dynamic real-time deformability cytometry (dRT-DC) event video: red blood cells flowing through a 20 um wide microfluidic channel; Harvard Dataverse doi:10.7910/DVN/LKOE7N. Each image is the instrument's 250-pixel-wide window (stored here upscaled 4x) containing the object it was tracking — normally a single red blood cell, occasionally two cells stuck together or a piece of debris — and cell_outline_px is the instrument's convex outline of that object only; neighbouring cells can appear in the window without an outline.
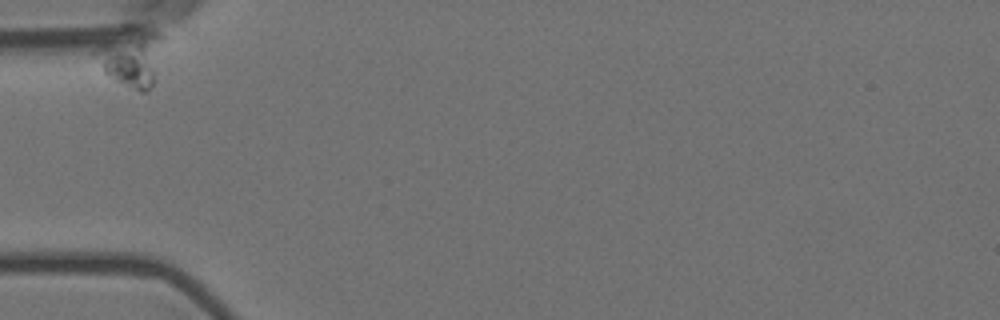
{"species": "Egyptian fruit bat (a non-hibernating species)", "species_latin": "Rousettus aegyptiacus", "temperature_condition": "room temperature", "stored_images_in_passage": 7, "camera_frame_rate_fps": 3000, "um_per_image_px": 0.085, "animal": {"sex": "female"}, "frame": {"image": 1, "passage_image": 1, "time_ms": 0.0, "image_size_px": [1000, 320], "cell_outline_px": [[164, 40], [152, 84], [144, 92], [140, 92], [116, 80], [104, 72], [92, 52], [100, 44], [152, 32], [156, 32], [164, 36]], "centroid_in_image_um": [11.19, 5.05], "position_along_channel_um": 73.8, "area_um2": 20.06}}
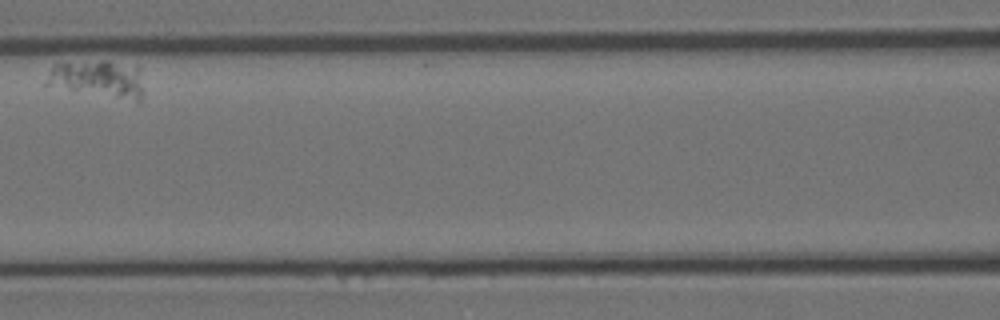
{"frame": {"image": 2, "passage_image": 4, "time_ms": 1.0, "image_size_px": [1000, 320], "cell_outline_px": [[144, 92], [140, 100], [136, 100], [44, 84], [52, 64], [100, 60], [108, 60], [136, 64]], "centroid_in_image_um": [8.37, 6.63], "position_along_channel_um": 158.2, "area_um2": 20.52}}
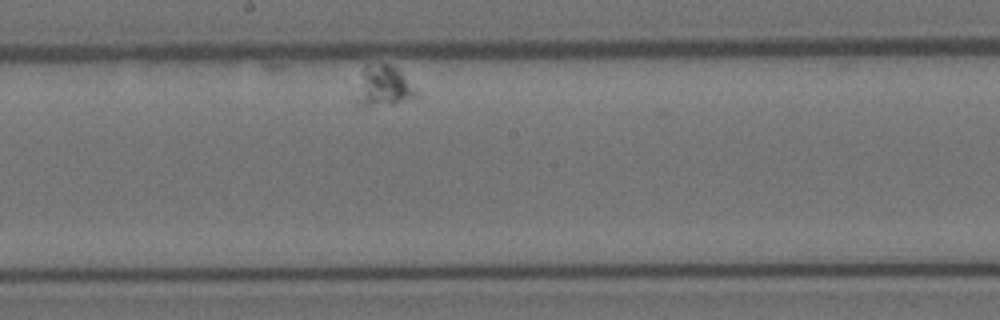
{"frame": {"image": 3, "passage_image": 6, "time_ms": 1.667, "image_size_px": [1000, 320], "cell_outline_px": [[420, 96], [392, 104], [356, 104], [352, 100], [364, 68], [368, 64], [388, 64], [396, 68], [420, 92]], "centroid_in_image_um": [32.59, 7.33], "position_along_channel_um": 215.6, "area_um2": 14.1}}